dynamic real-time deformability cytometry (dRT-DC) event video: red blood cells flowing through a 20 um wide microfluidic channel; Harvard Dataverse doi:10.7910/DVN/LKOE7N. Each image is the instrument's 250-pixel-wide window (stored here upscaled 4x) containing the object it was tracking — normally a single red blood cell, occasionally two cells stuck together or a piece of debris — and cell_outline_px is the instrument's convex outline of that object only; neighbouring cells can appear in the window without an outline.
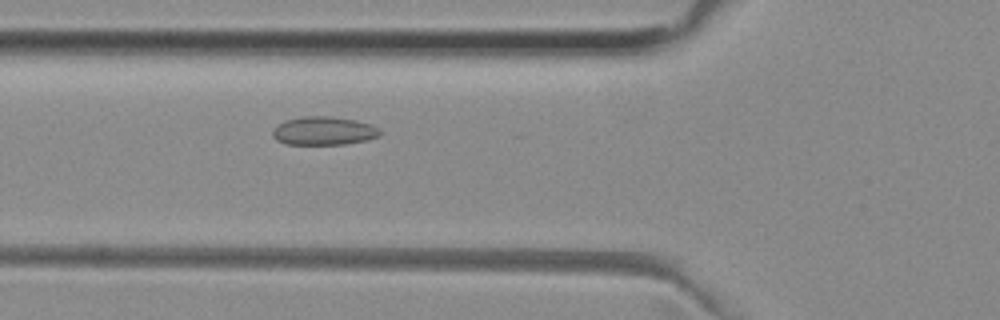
{"species": "common noctule bat (a hibernating species)", "species_latin": "Nyctalus noctula", "temperature_condition": "room temperature", "stored_images_in_passage": 5, "camera_frame_rate_fps": 3000, "um_per_image_px": 0.085, "animal": {"sex": "female", "body_mass_g": 29.2, "forearm_length_mm": 56.3}, "frame": {"image": 1, "passage_image": 5, "time_ms": 1.333, "image_size_px": [1000, 320], "cell_outline_px": [[380, 136], [368, 140], [344, 144], [288, 144], [276, 140], [272, 136], [272, 132], [276, 124], [284, 120], [300, 116], [332, 116], [356, 120], [372, 124], [380, 128]], "centroid_in_image_um": [27.52, 11.11], "position_along_channel_um": 98.3, "area_um2": 18.09}}